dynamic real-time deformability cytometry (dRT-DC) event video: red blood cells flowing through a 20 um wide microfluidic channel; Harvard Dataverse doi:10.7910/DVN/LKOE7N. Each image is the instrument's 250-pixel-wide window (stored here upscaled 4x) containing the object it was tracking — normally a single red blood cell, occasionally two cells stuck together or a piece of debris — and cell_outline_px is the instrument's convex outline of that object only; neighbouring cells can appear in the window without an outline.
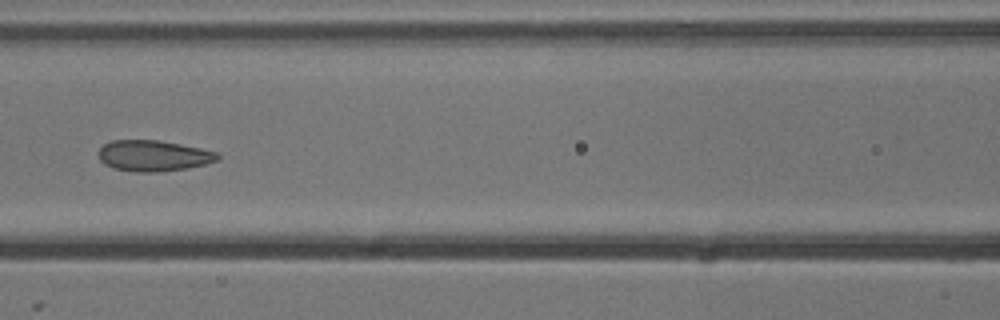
{"species": "common noctule bat (a hibernating species)", "species_latin": "Nyctalus noctula", "temperature_condition": "cold", "stored_images_in_passage": 9, "camera_frame_rate_fps": 3000, "um_per_image_px": 0.085, "animal": {"sex": "male", "body_mass_g": 13.3}, "frame": {"image": 1, "passage_image": 6, "time_ms": 1.667, "image_size_px": [1000, 320], "cell_outline_px": [[220, 160], [188, 168], [156, 172], [136, 172], [112, 168], [104, 164], [100, 160], [96, 152], [104, 144], [112, 140], [156, 140], [180, 144], [200, 148], [216, 152], [220, 156]], "centroid_in_image_um": [13.01, 13.24], "position_along_channel_um": 153.6, "area_um2": 21.56}}
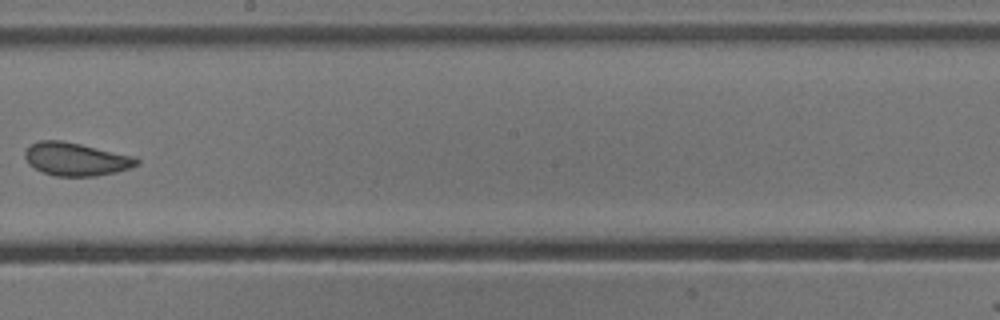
{"frame": {"image": 2, "passage_image": 8, "time_ms": 2.333, "image_size_px": [1000, 320], "cell_outline_px": [[140, 164], [116, 172], [96, 176], [56, 176], [44, 172], [28, 164], [24, 156], [24, 152], [32, 144], [40, 140], [64, 140], [136, 156], [140, 160]], "centroid_in_image_um": [6.49, 13.52], "position_along_channel_um": 241.7, "area_um2": 21.68}}
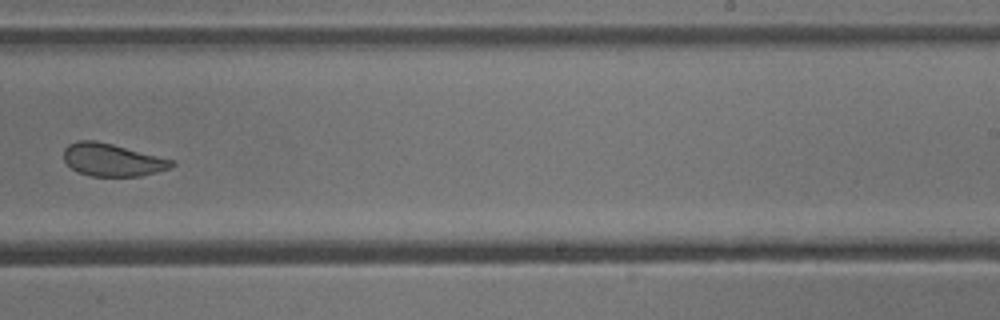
{"frame": {"image": 3, "passage_image": 9, "time_ms": 2.667, "image_size_px": [1000, 320], "cell_outline_px": [[176, 164], [168, 168], [156, 172], [140, 176], [88, 176], [76, 172], [64, 160], [64, 148], [68, 144], [80, 140], [96, 140], [176, 160]], "centroid_in_image_um": [9.54, 13.59], "position_along_channel_um": 279.5, "area_um2": 20.63}}